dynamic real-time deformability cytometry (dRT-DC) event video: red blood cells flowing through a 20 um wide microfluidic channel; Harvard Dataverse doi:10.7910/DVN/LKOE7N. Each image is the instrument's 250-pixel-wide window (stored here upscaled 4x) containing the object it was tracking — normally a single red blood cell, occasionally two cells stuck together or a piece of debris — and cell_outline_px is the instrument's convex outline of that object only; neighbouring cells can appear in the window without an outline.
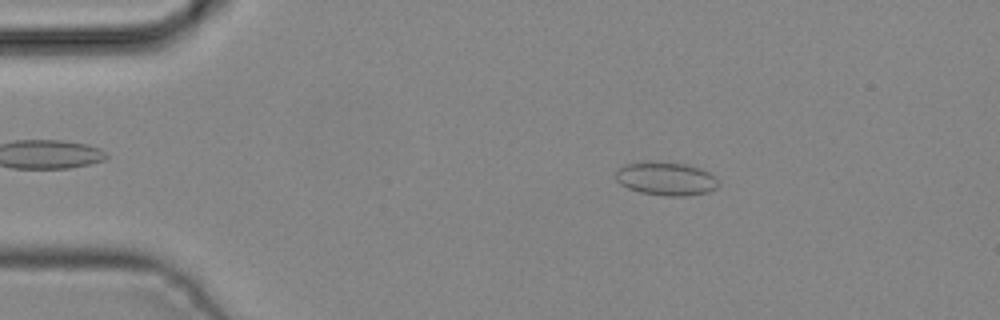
{"species": "common noctule bat (a hibernating species)", "species_latin": "Nyctalus noctula", "temperature_condition": "cold", "stored_images_in_passage": 4, "camera_frame_rate_fps": 3000, "um_per_image_px": 0.085, "animal": {"sex": "male", "body_mass_g": 19.2, "forearm_length_mm": 51.8}, "frame": {"image": 1, "passage_image": 2, "time_ms": 0.333, "image_size_px": [1000, 320], "cell_outline_px": [[720, 184], [716, 188], [708, 192], [684, 196], [664, 196], [640, 192], [628, 188], [620, 184], [616, 180], [616, 172], [624, 164], [644, 160], [652, 160], [684, 164], [700, 168], [708, 172]], "centroid_in_image_um": [56.57, 15.17], "position_along_channel_um": 28.4, "area_um2": 20.17}}